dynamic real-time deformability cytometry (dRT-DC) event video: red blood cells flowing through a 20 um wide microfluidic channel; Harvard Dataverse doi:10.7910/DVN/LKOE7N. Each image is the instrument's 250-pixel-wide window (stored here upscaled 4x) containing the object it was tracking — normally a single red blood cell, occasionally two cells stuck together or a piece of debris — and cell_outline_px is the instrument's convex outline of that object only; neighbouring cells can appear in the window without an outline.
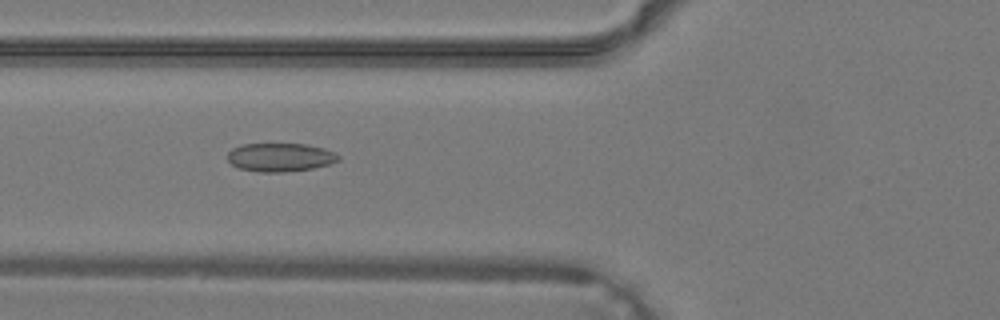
{"species": "common noctule bat (a hibernating species)", "species_latin": "Nyctalus noctula", "temperature_condition": "warm", "stored_images_in_passage": 40, "camera_frame_rate_fps": 3000, "um_per_image_px": 0.085, "animal": {"sex": "male", "body_mass_g": 19.2, "forearm_length_mm": 51.8}, "frame": {"image": 1, "passage_image": 16, "time_ms": 5.0, "image_size_px": [1000, 320], "cell_outline_px": [[340, 160], [328, 164], [312, 168], [284, 172], [260, 172], [240, 168], [232, 164], [228, 160], [228, 152], [232, 148], [240, 144], [304, 144], [324, 148], [336, 152], [340, 156]], "centroid_in_image_um": [23.83, 13.36], "position_along_channel_um": 102.0, "area_um2": 18.38}}
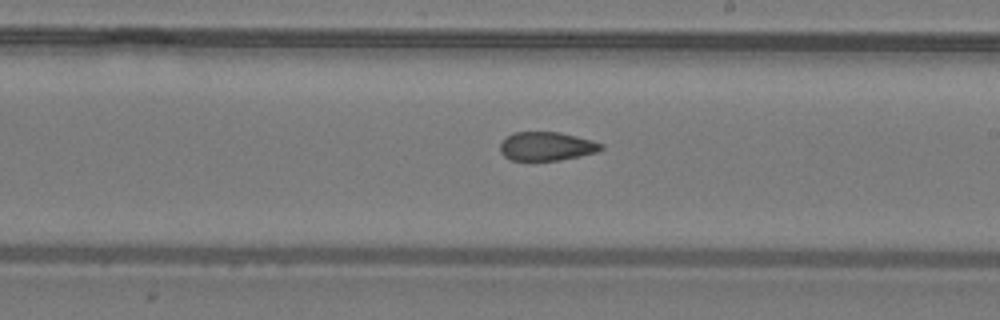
{"frame": {"image": 2, "passage_image": 24, "time_ms": 7.667, "image_size_px": [1000, 320], "cell_outline_px": [[604, 148], [596, 152], [580, 156], [560, 160], [512, 160], [504, 156], [500, 152], [500, 144], [512, 132], [560, 132], [592, 140], [604, 144]], "centroid_in_image_um": [46.48, 12.43], "position_along_channel_um": 242.5, "area_um2": 16.88}}
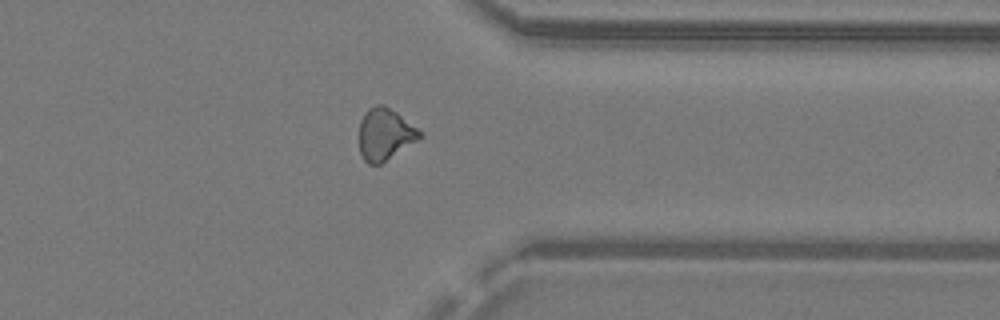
{"frame": {"image": 3, "passage_image": 32, "time_ms": 10.333, "image_size_px": [1000, 320], "cell_outline_px": [[424, 136], [380, 164], [368, 164], [364, 160], [360, 152], [360, 120], [364, 112], [368, 108], [376, 104], [384, 104], [396, 112], [424, 132]], "centroid_in_image_um": [32.74, 11.39], "position_along_channel_um": 378.7, "area_um2": 18.38}}